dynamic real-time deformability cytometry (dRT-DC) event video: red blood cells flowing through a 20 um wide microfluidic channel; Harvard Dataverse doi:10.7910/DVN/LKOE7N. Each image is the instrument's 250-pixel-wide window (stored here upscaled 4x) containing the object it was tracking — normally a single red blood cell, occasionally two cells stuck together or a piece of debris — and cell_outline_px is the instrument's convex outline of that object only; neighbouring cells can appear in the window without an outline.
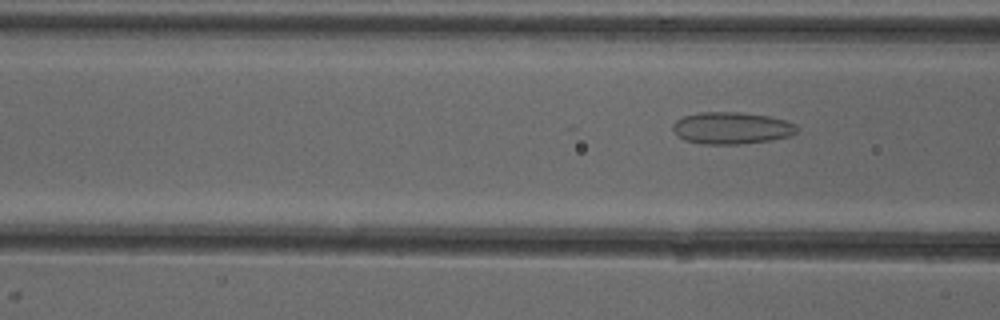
{"species": "common noctule bat (a hibernating species)", "species_latin": "Nyctalus noctula", "temperature_condition": "cold", "stored_images_in_passage": 7, "camera_frame_rate_fps": 3000, "um_per_image_px": 0.085, "animal": {"sex": "female"}, "frame": {"image": 1, "passage_image": 7, "time_ms": 7.0, "image_size_px": [1000, 320], "cell_outline_px": [[800, 128], [796, 132], [788, 136], [772, 140], [740, 144], [700, 144], [684, 140], [676, 136], [672, 128], [672, 124], [676, 120], [684, 116], [696, 112], [740, 112], [768, 116], [784, 120], [796, 124]], "centroid_in_image_um": [62.15, 10.88], "position_along_channel_um": 104.4, "area_um2": 23.35}}